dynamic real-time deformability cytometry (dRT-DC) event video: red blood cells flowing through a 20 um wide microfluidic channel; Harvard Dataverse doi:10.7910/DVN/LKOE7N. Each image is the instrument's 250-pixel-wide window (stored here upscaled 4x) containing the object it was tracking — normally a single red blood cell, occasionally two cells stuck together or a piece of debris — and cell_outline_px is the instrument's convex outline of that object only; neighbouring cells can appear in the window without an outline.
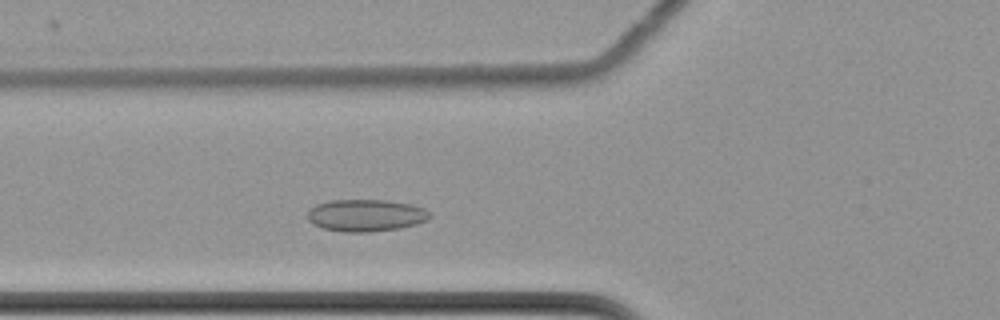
{"species": "common noctule bat (a hibernating species)", "species_latin": "Nyctalus noctula", "temperature_condition": "cold", "stored_images_in_passage": 42, "camera_frame_rate_fps": 3000, "um_per_image_px": 0.085, "animal": {"sex": "female", "body_mass_g": 22.7, "forearm_length_mm": 54.2}, "frame": {"image": 1, "passage_image": 12, "time_ms": 3.667, "image_size_px": [1000, 320], "cell_outline_px": [[432, 216], [428, 220], [416, 224], [400, 228], [368, 232], [344, 232], [324, 228], [312, 224], [308, 220], [308, 208], [316, 204], [332, 200], [388, 200], [412, 204], [424, 208]], "centroid_in_image_um": [31.1, 18.3], "position_along_channel_um": 94.7, "area_um2": 23.0}}
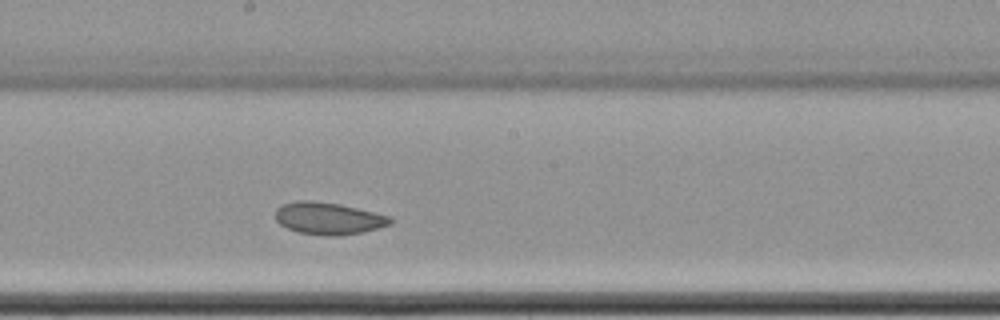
{"frame": {"image": 2, "passage_image": 23, "time_ms": 7.333, "image_size_px": [1000, 320], "cell_outline_px": [[392, 224], [360, 232], [336, 236], [324, 236], [296, 232], [280, 224], [276, 220], [276, 208], [280, 204], [300, 200], [312, 200], [340, 204], [388, 216], [392, 220]], "centroid_in_image_um": [27.85, 18.56], "position_along_channel_um": 220.4, "area_um2": 21.39}}
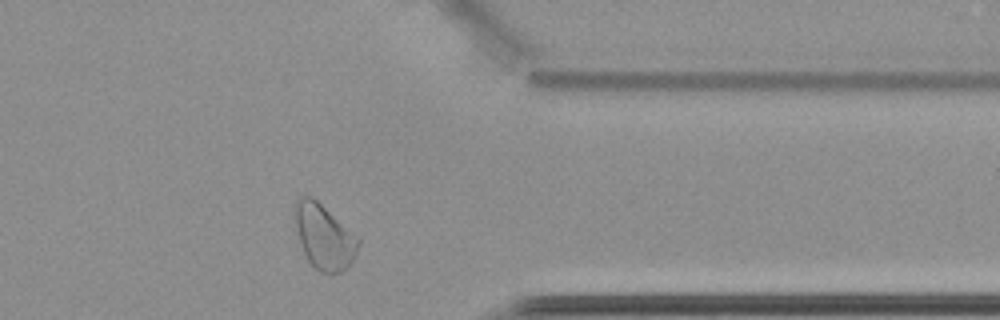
{"frame": {"image": 3, "passage_image": 38, "time_ms": 12.333, "image_size_px": [1000, 320], "cell_outline_px": [[360, 244], [352, 260], [340, 272], [332, 276], [320, 272], [308, 260], [300, 244], [296, 228], [292, 208], [296, 200], [300, 196], [312, 196], [360, 236]], "centroid_in_image_um": [27.54, 20.09], "position_along_channel_um": 383.9, "area_um2": 24.45}, "authors_computed_cell_mechanics": {"area_um2": 22.4553, "velocity_mm_per_s": 3.4303, "shape_relaxation_time_tau1_ms": null, "shape_relaxation_time_tau2_ms": 1.9097, "deformation_change_tau1": null, "deformation_change_tau2": 0.0572}}